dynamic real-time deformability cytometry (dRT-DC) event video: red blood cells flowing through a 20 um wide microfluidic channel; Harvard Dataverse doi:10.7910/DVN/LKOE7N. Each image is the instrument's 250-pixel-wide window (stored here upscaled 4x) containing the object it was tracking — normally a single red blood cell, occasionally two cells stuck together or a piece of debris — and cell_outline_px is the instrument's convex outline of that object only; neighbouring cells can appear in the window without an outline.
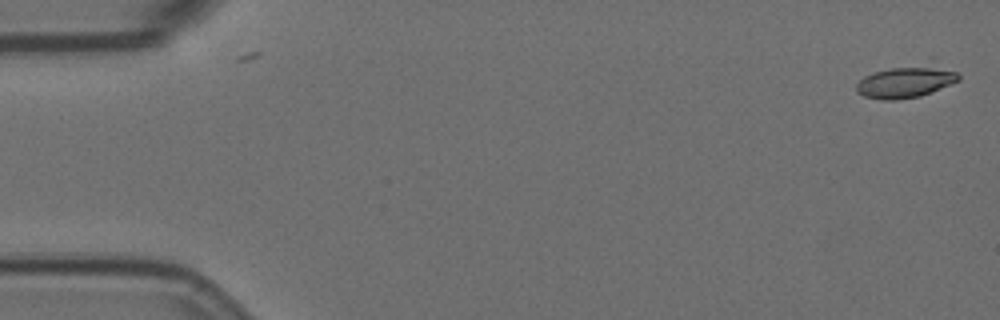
{"species": "Egyptian fruit bat (a non-hibernating species)", "species_latin": "Rousettus aegyptiacus", "temperature_condition": "room temperature", "stored_images_in_passage": 15, "camera_frame_rate_fps": 3000, "um_per_image_px": 0.085, "animal": {"sex": "female"}, "frame": {"image": 1, "passage_image": 1, "time_ms": 0.0, "image_size_px": [1000, 320], "cell_outline_px": [[960, 80], [920, 96], [896, 100], [884, 100], [864, 96], [856, 92], [856, 84], [864, 76], [872, 72], [932, 56], [956, 72], [960, 76]], "centroid_in_image_um": [77.11, 6.8], "position_along_channel_um": 7.9, "area_um2": 20.81}}
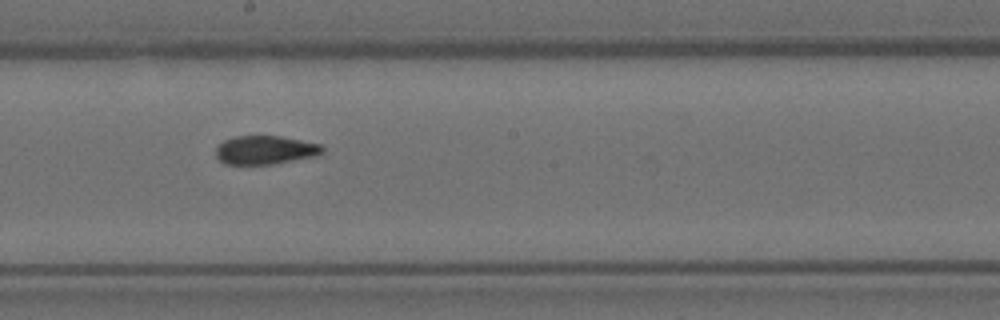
{"frame": {"image": 2, "passage_image": 9, "time_ms": 2.667, "image_size_px": [1000, 320], "cell_outline_px": [[324, 152], [316, 156], [272, 164], [224, 164], [216, 156], [216, 148], [224, 140], [232, 136], [280, 136], [320, 144], [324, 148]], "centroid_in_image_um": [22.54, 12.75], "position_along_channel_um": 225.7, "area_um2": 17.74}}
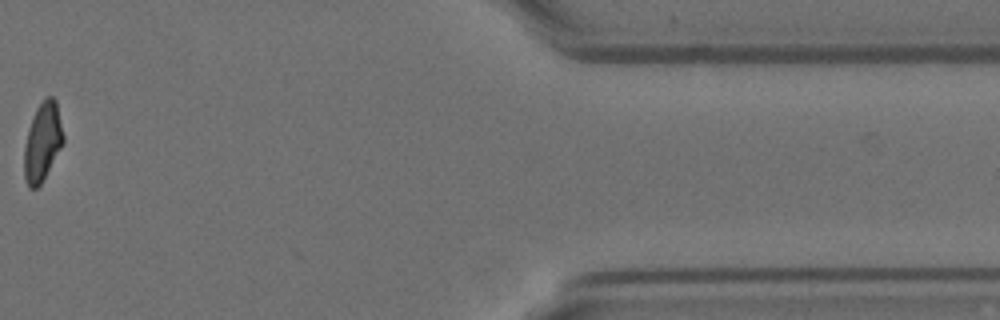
{"frame": {"image": 3, "passage_image": 14, "time_ms": 4.333, "image_size_px": [1000, 320], "cell_outline_px": [[64, 140], [60, 148], [40, 184], [36, 188], [28, 188], [24, 176], [24, 148], [28, 128], [32, 116], [36, 108], [44, 96], [52, 96], [56, 100], [64, 136]], "centroid_in_image_um": [3.6, 12.01], "position_along_channel_um": 407.8, "area_um2": 17.8}}